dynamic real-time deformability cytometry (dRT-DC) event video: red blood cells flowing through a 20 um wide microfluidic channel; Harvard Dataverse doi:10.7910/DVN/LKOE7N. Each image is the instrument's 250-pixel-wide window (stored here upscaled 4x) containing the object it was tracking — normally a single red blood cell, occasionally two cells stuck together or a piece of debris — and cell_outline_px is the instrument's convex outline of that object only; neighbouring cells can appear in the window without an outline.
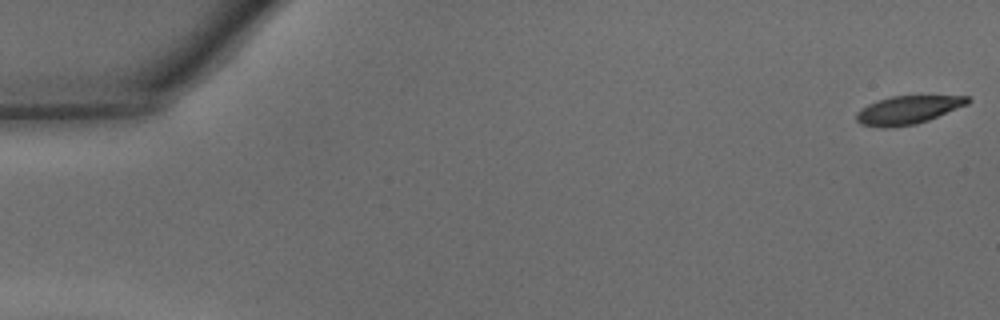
{"species": "common noctule bat (a hibernating species)", "species_latin": "Nyctalus noctula", "temperature_condition": "warm", "stored_images_in_passage": 47, "camera_frame_rate_fps": 3000, "um_per_image_px": 0.085, "animal": {"sex": "male", "body_mass_g": 15.6}, "frame": {"image": 1, "passage_image": 1, "time_ms": 0.0, "image_size_px": [1000, 320], "cell_outline_px": [[972, 100], [968, 104], [928, 120], [916, 124], [884, 128], [860, 124], [856, 120], [856, 112], [860, 108], [868, 104], [892, 96], [968, 96]], "centroid_in_image_um": [77.15, 9.35], "position_along_channel_um": 7.8, "area_um2": 18.21}}
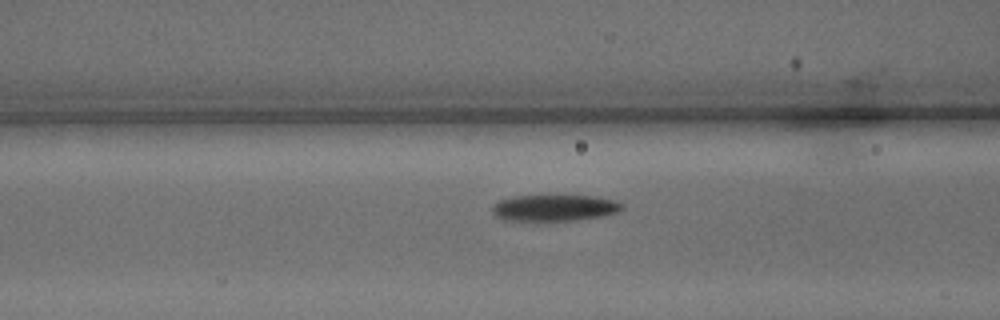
{"frame": {"image": 2, "passage_image": 19, "time_ms": 6.0, "image_size_px": [1000, 320], "cell_outline_px": [[624, 208], [616, 212], [600, 216], [572, 220], [504, 220], [496, 216], [492, 212], [492, 204], [500, 200], [512, 196], [596, 196], [616, 200], [624, 204]], "centroid_in_image_um": [47.12, 17.65], "position_along_channel_um": 119.5, "area_um2": 19.77}}
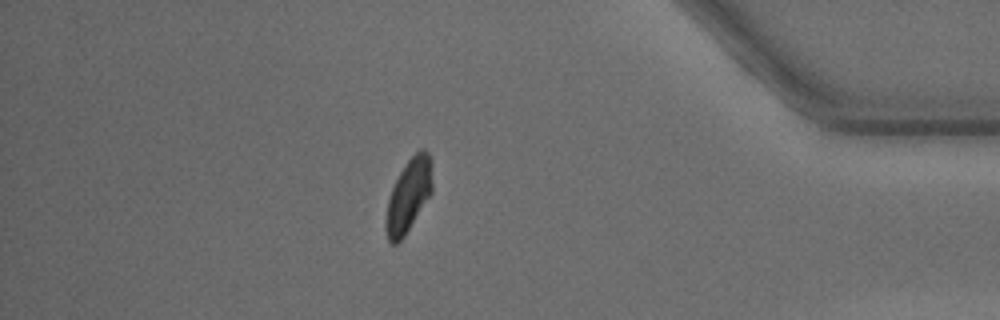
{"frame": {"image": 3, "passage_image": 41, "time_ms": 13.333, "image_size_px": [1000, 320], "cell_outline_px": [[432, 192], [404, 236], [396, 244], [392, 244], [388, 240], [384, 228], [384, 220], [388, 200], [392, 188], [404, 164], [420, 148], [424, 148], [428, 152], [432, 160]], "centroid_in_image_um": [34.72, 16.6], "position_along_channel_um": 400.5, "area_um2": 19.88}, "authors_computed_cell_mechanics": {"area_um2": 20.2878, "velocity_mm_per_s": 4.3334, "shape_relaxation_time_tau1_ms": 2.4602, "shape_relaxation_time_tau2_ms": 5.3603, "deformation_change_tau1": 0.1486, "deformation_change_tau2": 0.1236}}